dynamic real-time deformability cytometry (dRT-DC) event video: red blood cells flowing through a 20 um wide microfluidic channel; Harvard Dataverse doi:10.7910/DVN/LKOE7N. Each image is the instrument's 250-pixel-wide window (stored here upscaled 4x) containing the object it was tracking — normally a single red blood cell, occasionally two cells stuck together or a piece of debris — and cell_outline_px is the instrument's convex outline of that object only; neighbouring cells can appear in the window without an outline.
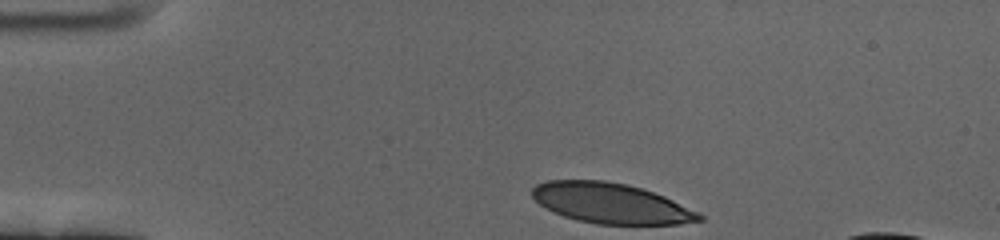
{"species": "human", "species_latin": "Homo sapiens", "temperature_condition": "cold", "stored_images_in_passage": 38, "camera_frame_rate_fps": 3000, "um_per_image_px": 0.085, "donor": {"sex": "female"}, "frame": {"image": 1, "passage_image": 1, "time_ms": 0.0, "image_size_px": [1000, 240], "cell_outline_px": [[704, 220], [680, 224], [596, 224], [564, 216], [540, 204], [532, 196], [532, 188], [536, 184], [548, 180], [604, 180], [624, 184], [640, 188], [664, 196], [700, 212], [704, 216]], "centroid_in_image_um": [51.97, 17.28], "position_along_channel_um": 33.0, "area_um2": 38.96}}
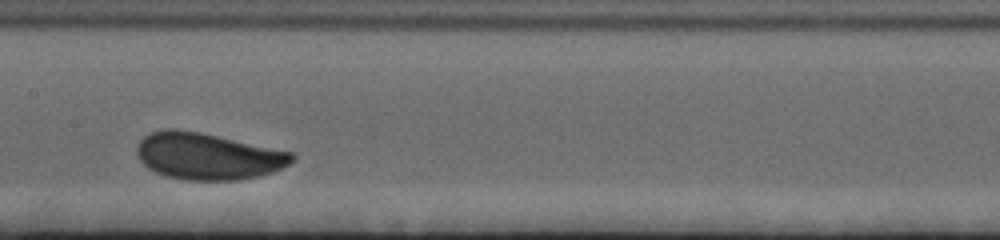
{"frame": {"image": 2, "passage_image": 20, "time_ms": 6.333, "image_size_px": [1000, 240], "cell_outline_px": [[296, 160], [272, 172], [260, 176], [240, 180], [184, 180], [164, 176], [148, 168], [140, 160], [136, 152], [136, 148], [140, 140], [144, 136], [152, 132], [164, 128], [172, 128], [200, 132], [292, 152], [296, 156]], "centroid_in_image_um": [17.65, 13.28], "position_along_channel_um": 189.7, "area_um2": 42.31}}
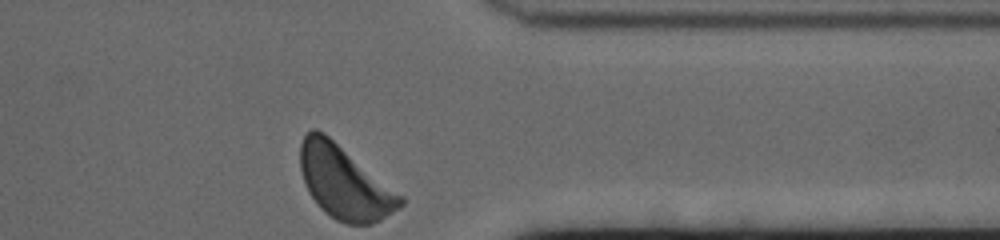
{"frame": {"image": 3, "passage_image": 38, "time_ms": 12.333, "image_size_px": [1000, 240], "cell_outline_px": [[404, 204], [400, 208], [380, 220], [372, 224], [344, 224], [336, 220], [324, 212], [320, 208], [308, 192], [304, 184], [300, 172], [300, 144], [304, 136], [312, 128], [316, 128], [324, 132], [404, 196]], "centroid_in_image_um": [29.27, 15.51], "position_along_channel_um": 382.1, "area_um2": 42.89}, "authors_computed_cell_mechanics": {"area_um2": 41.616, "velocity_mm_per_s": 3.3308, "shape_relaxation_time_tau1_ms": 4.3592, "shape_relaxation_time_tau2_ms": 0.755, "deformation_change_tau1": 0.2076, "deformation_change_tau2": 0.0635}}